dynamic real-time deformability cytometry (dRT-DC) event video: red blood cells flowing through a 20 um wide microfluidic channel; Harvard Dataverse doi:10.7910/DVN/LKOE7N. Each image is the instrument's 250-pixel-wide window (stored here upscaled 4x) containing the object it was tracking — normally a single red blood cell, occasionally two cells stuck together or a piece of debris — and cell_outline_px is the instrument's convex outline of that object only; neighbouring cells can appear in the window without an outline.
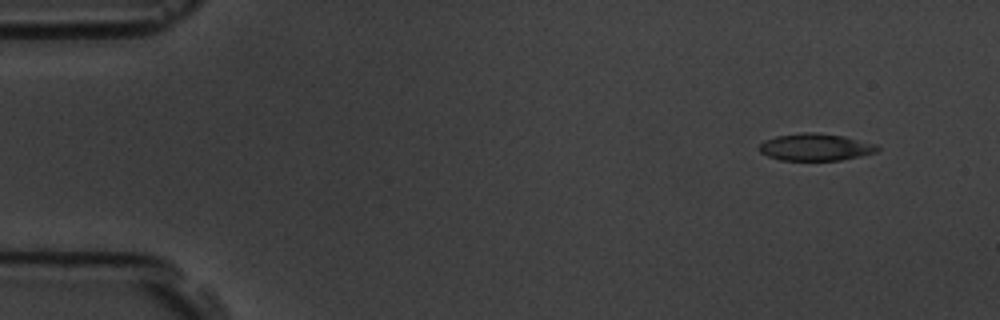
{"species": "common noctule bat (a hibernating species)", "species_latin": "Nyctalus noctula", "temperature_condition": "room temperature", "stored_images_in_passage": 3, "camera_frame_rate_fps": 3000, "um_per_image_px": 0.085, "animal": {"sex": "male", "body_mass_g": 19.5, "forearm_length_mm": 54.6}, "frame": {"image": 1, "passage_image": 3, "time_ms": 2.333, "image_size_px": [1000, 320], "cell_outline_px": [[880, 148], [876, 152], [860, 156], [840, 160], [780, 160], [768, 156], [760, 152], [760, 144], [764, 140], [776, 136], [800, 132], [816, 132], [844, 136], [880, 144]], "centroid_in_image_um": [69.36, 12.49], "position_along_channel_um": 15.6, "area_um2": 18.84}}